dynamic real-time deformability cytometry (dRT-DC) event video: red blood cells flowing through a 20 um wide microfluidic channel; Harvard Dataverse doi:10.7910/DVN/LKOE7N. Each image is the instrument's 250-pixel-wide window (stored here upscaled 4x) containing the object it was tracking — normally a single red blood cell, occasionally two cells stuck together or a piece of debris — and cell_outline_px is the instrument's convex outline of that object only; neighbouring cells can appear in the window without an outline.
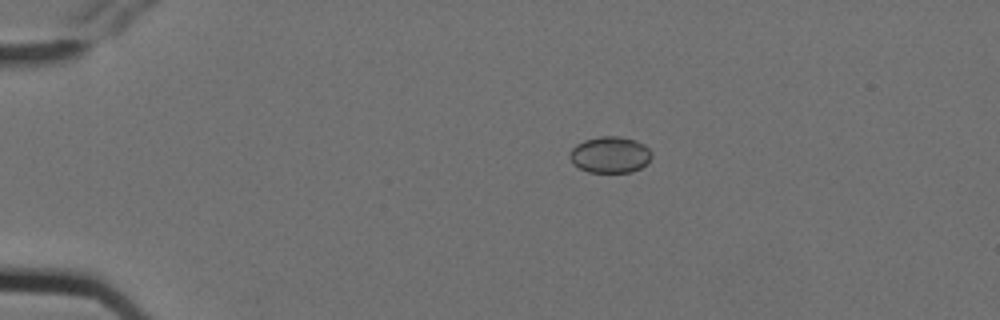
{"species": "Egyptian fruit bat (a non-hibernating species)", "species_latin": "Rousettus aegyptiacus", "temperature_condition": "cold", "stored_images_in_passage": 2, "camera_frame_rate_fps": 3000, "um_per_image_px": 0.085, "animal": {"sex": "female"}, "frame": {"image": 1, "passage_image": 1, "time_ms": 0.0, "image_size_px": [1000, 320], "cell_outline_px": [[652, 156], [648, 164], [632, 172], [588, 172], [572, 164], [568, 156], [572, 148], [576, 144], [584, 140], [600, 136], [620, 136], [636, 140], [644, 144], [652, 152]], "centroid_in_image_um": [51.86, 13.15], "position_along_channel_um": 33.1, "area_um2": 17.63}}